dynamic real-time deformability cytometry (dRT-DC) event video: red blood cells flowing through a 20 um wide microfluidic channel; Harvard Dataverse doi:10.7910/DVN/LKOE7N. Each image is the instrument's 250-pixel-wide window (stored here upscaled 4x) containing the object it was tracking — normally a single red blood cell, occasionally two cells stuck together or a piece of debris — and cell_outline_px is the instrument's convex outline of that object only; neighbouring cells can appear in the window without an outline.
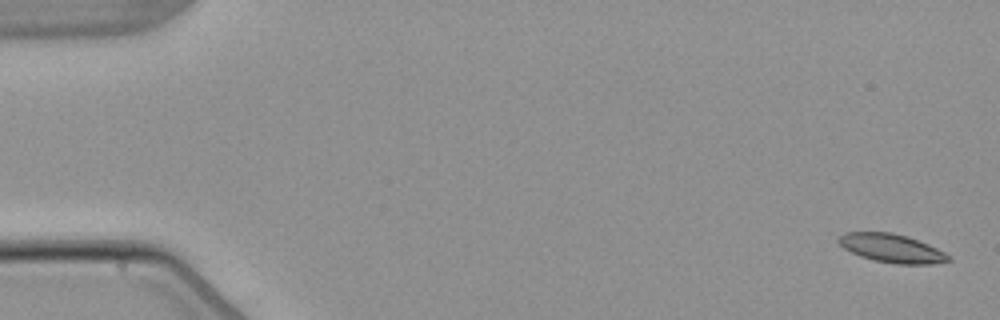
{"species": "common noctule bat (a hibernating species)", "species_latin": "Nyctalus noctula", "temperature_condition": "warm", "stored_images_in_passage": 6, "camera_frame_rate_fps": 3000, "um_per_image_px": 0.085, "animal": {"sex": "male", "body_mass_g": 21.5, "forearm_length_mm": 52.0}, "frame": {"image": 1, "passage_image": 1, "time_ms": 0.0, "image_size_px": [1000, 320], "cell_outline_px": [[952, 260], [932, 264], [896, 264], [872, 260], [860, 256], [844, 248], [836, 240], [844, 232], [892, 232], [908, 236], [928, 244], [952, 256]], "centroid_in_image_um": [75.81, 21.1], "position_along_channel_um": 9.2, "area_um2": 18.38}}